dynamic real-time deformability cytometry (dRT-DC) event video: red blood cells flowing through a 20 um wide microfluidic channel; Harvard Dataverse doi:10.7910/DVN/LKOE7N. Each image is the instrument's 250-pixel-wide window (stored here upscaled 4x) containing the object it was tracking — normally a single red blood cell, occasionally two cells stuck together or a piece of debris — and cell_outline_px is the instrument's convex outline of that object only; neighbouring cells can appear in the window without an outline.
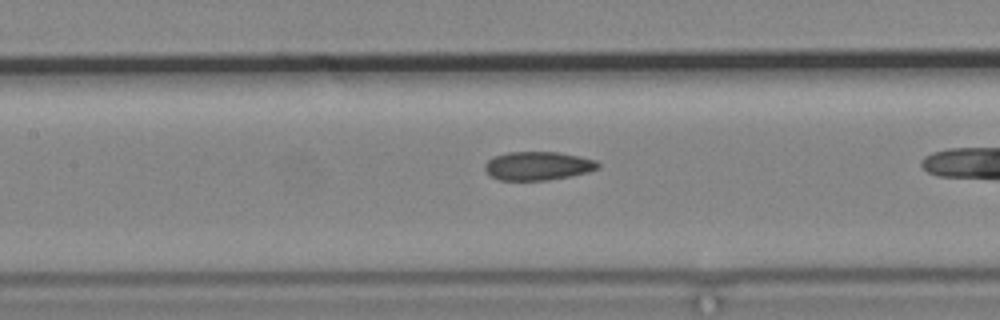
{"species": "common noctule bat (a hibernating species)", "species_latin": "Nyctalus noctula", "temperature_condition": "cold", "stored_images_in_passage": 6, "camera_frame_rate_fps": 3000, "um_per_image_px": 0.085, "animal": {"sex": "male", "body_mass_g": 19.2, "forearm_length_mm": 51.8}, "frame": {"image": 1, "passage_image": 5, "time_ms": 5.0, "image_size_px": [1000, 320], "cell_outline_px": [[600, 168], [588, 172], [572, 176], [548, 180], [500, 180], [492, 176], [484, 168], [484, 164], [492, 156], [508, 152], [560, 152], [580, 156], [596, 160], [600, 164]], "centroid_in_image_um": [45.75, 14.09], "position_along_channel_um": 161.6, "area_um2": 19.02}}